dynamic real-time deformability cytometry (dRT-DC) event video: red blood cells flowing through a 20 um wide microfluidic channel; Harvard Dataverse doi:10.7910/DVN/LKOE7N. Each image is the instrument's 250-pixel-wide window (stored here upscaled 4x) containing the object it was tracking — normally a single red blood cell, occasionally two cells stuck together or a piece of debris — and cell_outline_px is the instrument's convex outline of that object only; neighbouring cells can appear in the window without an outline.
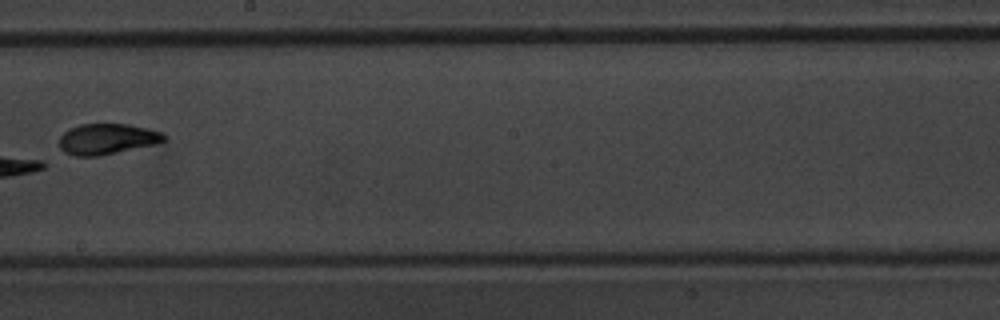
{"species": "common noctule bat (a hibernating species)", "species_latin": "Nyctalus noctula", "temperature_condition": "warm", "stored_images_in_passage": 10, "camera_frame_rate_fps": 3000, "um_per_image_px": 0.085, "animal": {"sex": "male", "body_mass_g": 20.1, "forearm_length_mm": 53.5}, "frame": {"image": 1, "passage_image": 10, "time_ms": 10.667, "image_size_px": [1000, 320], "cell_outline_px": [[164, 140], [156, 144], [100, 156], [72, 156], [64, 152], [60, 148], [60, 136], [68, 128], [80, 124], [128, 124], [148, 128], [160, 132], [164, 136]], "centroid_in_image_um": [9.06, 11.82], "position_along_channel_um": 239.1, "area_um2": 18.79}}